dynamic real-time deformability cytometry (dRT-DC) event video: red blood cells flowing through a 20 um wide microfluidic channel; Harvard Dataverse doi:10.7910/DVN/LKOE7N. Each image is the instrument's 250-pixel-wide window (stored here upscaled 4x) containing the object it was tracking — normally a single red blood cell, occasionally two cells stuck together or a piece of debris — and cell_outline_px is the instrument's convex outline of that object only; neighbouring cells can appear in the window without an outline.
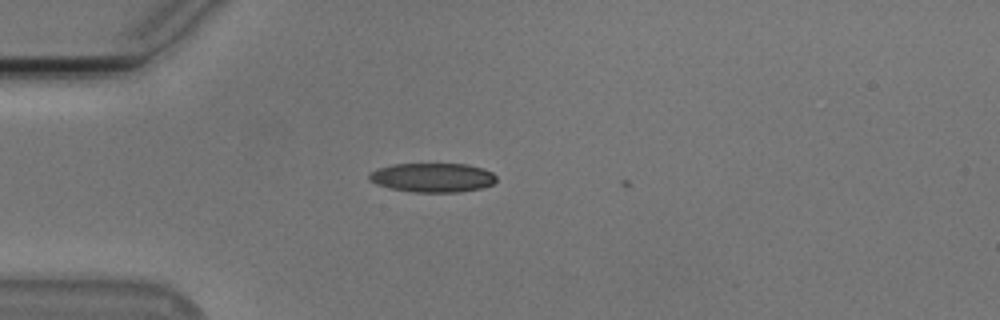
{"species": "Egyptian fruit bat (a non-hibernating species)", "species_latin": "Rousettus aegyptiacus", "temperature_condition": "cold", "stored_images_in_passage": 4, "camera_frame_rate_fps": 3000, "um_per_image_px": 0.085, "animal": {"sex": "male"}, "frame": {"image": 1, "passage_image": 2, "time_ms": 0.333, "image_size_px": [1000, 320], "cell_outline_px": [[496, 180], [492, 184], [480, 188], [460, 192], [412, 192], [388, 188], [376, 184], [368, 180], [368, 172], [376, 168], [392, 164], [468, 164], [484, 168], [492, 172], [496, 176]], "centroid_in_image_um": [36.72, 15.09], "position_along_channel_um": 48.3, "area_um2": 21.91}}